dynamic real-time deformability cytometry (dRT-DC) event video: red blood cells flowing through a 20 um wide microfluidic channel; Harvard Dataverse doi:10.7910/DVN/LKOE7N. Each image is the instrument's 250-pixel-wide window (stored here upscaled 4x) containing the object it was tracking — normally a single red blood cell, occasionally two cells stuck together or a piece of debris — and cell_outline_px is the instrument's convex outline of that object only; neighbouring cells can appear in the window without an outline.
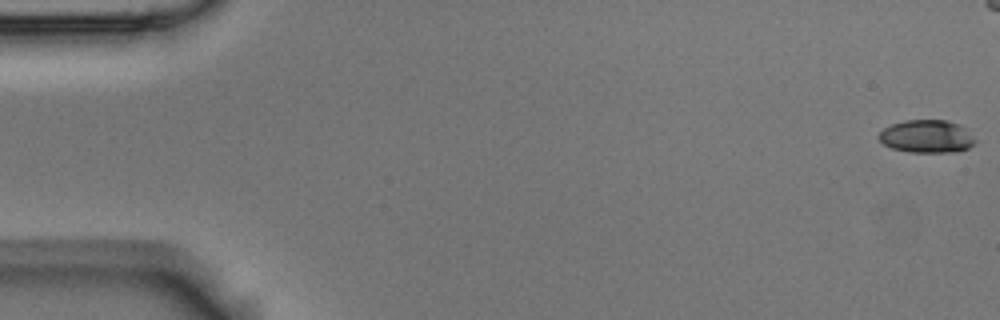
{"species": "Egyptian fruit bat (a non-hibernating species)", "species_latin": "Rousettus aegyptiacus", "temperature_condition": "room temperature", "stored_images_in_passage": 47, "camera_frame_rate_fps": 3000, "um_per_image_px": 0.085, "animal": {"sex": "male"}, "frame": {"image": 1, "passage_image": 1, "time_ms": 0.0, "image_size_px": [1000, 320], "cell_outline_px": [[976, 144], [968, 148], [956, 152], [908, 152], [892, 148], [884, 144], [876, 136], [884, 128], [892, 124], [904, 120], [948, 120], [960, 124], [968, 128], [976, 140]], "centroid_in_image_um": [78.82, 11.59], "position_along_channel_um": 6.2, "area_um2": 18.79}}
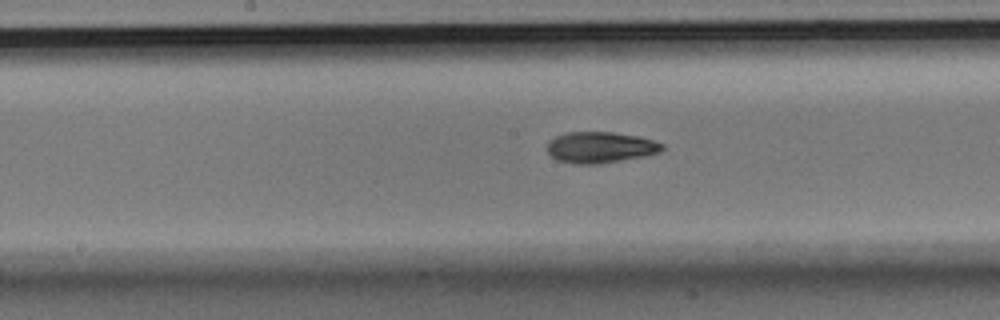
{"frame": {"image": 2, "passage_image": 28, "time_ms": 9.0, "image_size_px": [1000, 320], "cell_outline_px": [[664, 148], [660, 152], [644, 156], [600, 164], [572, 164], [556, 160], [548, 152], [548, 140], [556, 136], [568, 132], [616, 132], [640, 136], [664, 144]], "centroid_in_image_um": [51.03, 12.52], "position_along_channel_um": 197.2, "area_um2": 21.04}}
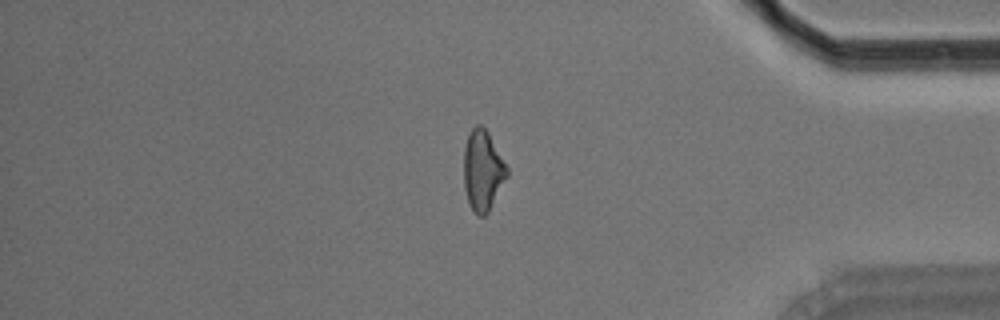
{"frame": {"image": 3, "passage_image": 46, "time_ms": 15.0, "image_size_px": [1000, 320], "cell_outline_px": [[508, 176], [488, 212], [484, 216], [480, 216], [468, 204], [464, 188], [464, 148], [468, 136], [472, 128], [476, 124], [480, 124], [488, 132], [508, 168]], "centroid_in_image_um": [41.03, 14.49], "position_along_channel_um": 394.2, "area_um2": 20.11}}